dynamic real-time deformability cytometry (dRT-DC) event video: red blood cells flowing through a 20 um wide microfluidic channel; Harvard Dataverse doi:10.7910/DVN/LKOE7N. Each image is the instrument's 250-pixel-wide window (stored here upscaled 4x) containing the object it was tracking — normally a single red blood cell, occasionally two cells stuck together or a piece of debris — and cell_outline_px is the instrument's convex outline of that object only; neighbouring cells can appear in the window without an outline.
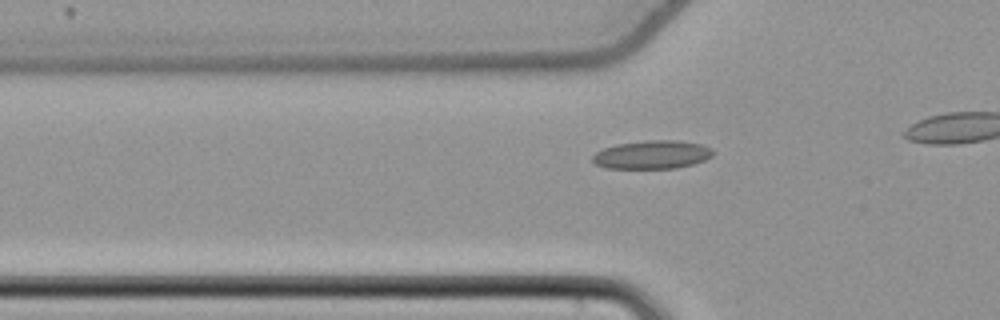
{"species": "common noctule bat (a hibernating species)", "species_latin": "Nyctalus noctula", "temperature_condition": "cold", "stored_images_in_passage": 16, "camera_frame_rate_fps": 3000, "um_per_image_px": 0.085, "animal": {"sex": "female", "body_mass_g": 22.7, "forearm_length_mm": 54.2}, "frame": {"image": 1, "passage_image": 7, "time_ms": 2.0, "image_size_px": [1000, 320], "cell_outline_px": [[712, 156], [704, 160], [692, 164], [676, 168], [604, 168], [596, 164], [592, 160], [592, 156], [596, 152], [604, 148], [616, 144], [648, 140], [680, 140], [704, 144], [712, 148]], "centroid_in_image_um": [55.44, 13.13], "position_along_channel_um": 70.4, "area_um2": 20.0}}
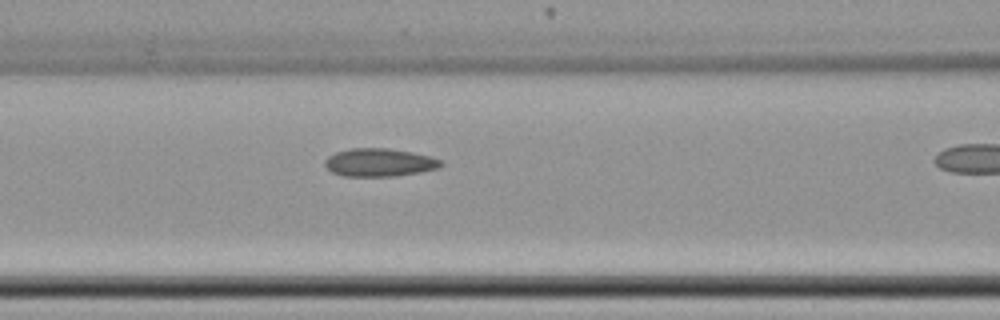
{"frame": {"image": 2, "passage_image": 12, "time_ms": 3.667, "image_size_px": [1000, 320], "cell_outline_px": [[444, 164], [440, 168], [420, 172], [396, 176], [344, 176], [332, 172], [324, 164], [324, 160], [328, 156], [336, 152], [352, 148], [388, 148], [412, 152], [428, 156], [440, 160]], "centroid_in_image_um": [32.25, 13.81], "position_along_channel_um": 134.4, "area_um2": 18.96}}